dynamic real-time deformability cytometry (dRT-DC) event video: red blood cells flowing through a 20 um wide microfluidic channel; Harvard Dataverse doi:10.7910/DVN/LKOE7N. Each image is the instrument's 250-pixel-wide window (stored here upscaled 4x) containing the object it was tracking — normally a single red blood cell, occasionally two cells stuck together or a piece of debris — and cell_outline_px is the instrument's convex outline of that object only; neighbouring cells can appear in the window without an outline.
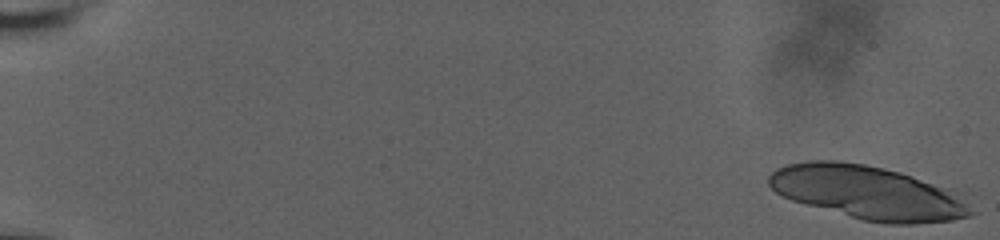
{"species": "human", "species_latin": "Homo sapiens", "temperature_condition": "room temperature", "stored_images_in_passage": 18, "camera_frame_rate_fps": 3000, "um_per_image_px": 0.085, "donor": {"sex": "male"}, "frame": {"image": 1, "passage_image": 1, "time_ms": 0.0, "image_size_px": [1000, 240], "cell_outline_px": [[976, 212], [968, 216], [952, 220], [916, 224], [888, 224], [864, 220], [792, 200], [776, 192], [768, 184], [768, 176], [776, 168], [788, 164], [812, 160], [840, 160], [864, 164], [884, 168], [900, 172], [948, 188], [956, 192]], "centroid_in_image_um": [73.78, 16.36], "position_along_channel_um": 11.2, "area_um2": 62.77}}